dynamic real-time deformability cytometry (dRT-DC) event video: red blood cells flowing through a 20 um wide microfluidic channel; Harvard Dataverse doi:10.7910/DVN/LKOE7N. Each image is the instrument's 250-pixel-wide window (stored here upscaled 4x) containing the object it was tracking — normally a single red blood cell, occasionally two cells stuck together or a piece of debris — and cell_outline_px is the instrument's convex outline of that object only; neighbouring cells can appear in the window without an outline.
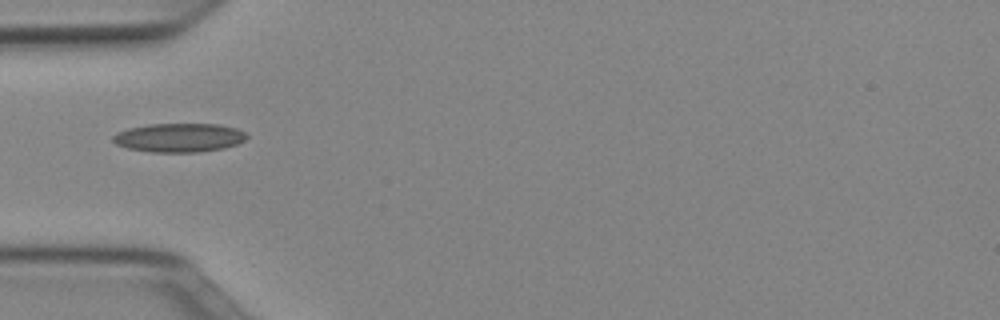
{"species": "Egyptian fruit bat (a non-hibernating species)", "species_latin": "Rousettus aegyptiacus", "temperature_condition": "cold", "stored_images_in_passage": 35, "camera_frame_rate_fps": 3000, "um_per_image_px": 0.085, "animal": {"sex": "female"}, "frame": {"image": 1, "passage_image": 1, "time_ms": 0.0, "image_size_px": [1000, 320], "cell_outline_px": [[248, 136], [244, 140], [236, 144], [224, 148], [200, 152], [152, 152], [128, 148], [116, 144], [112, 140], [112, 136], [116, 132], [128, 128], [148, 124], [220, 124], [236, 128], [244, 132]], "centroid_in_image_um": [15.21, 11.69], "position_along_channel_um": 69.8, "area_um2": 22.54}}
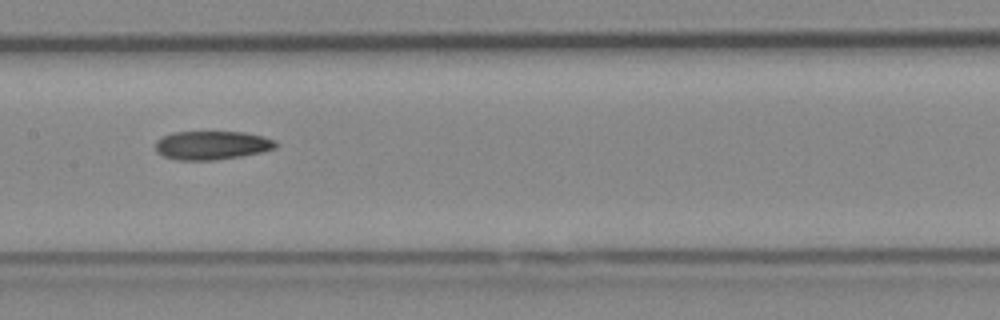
{"frame": {"image": 2, "passage_image": 10, "time_ms": 3.0, "image_size_px": [1000, 320], "cell_outline_px": [[276, 148], [260, 152], [240, 156], [216, 160], [176, 160], [164, 156], [156, 152], [156, 140], [172, 132], [244, 132], [264, 136], [276, 140]], "centroid_in_image_um": [18.01, 12.34], "position_along_channel_um": 189.4, "area_um2": 20.11}}
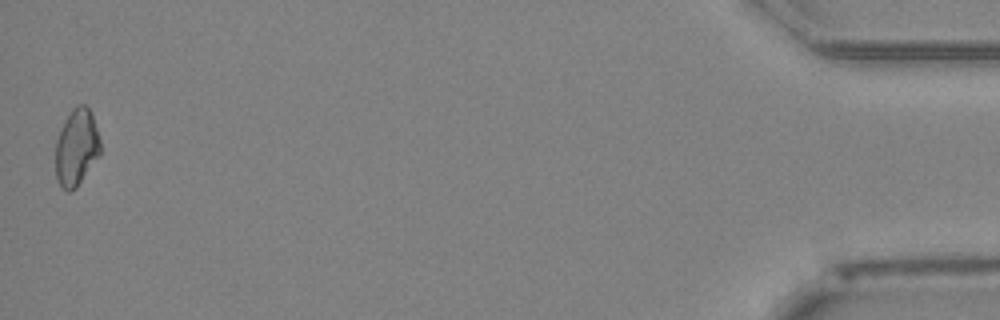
{"frame": {"image": 3, "passage_image": 35, "time_ms": 11.333, "image_size_px": [1000, 320], "cell_outline_px": [[100, 156], [76, 188], [72, 192], [68, 192], [60, 188], [56, 176], [56, 140], [64, 120], [72, 108], [76, 104], [84, 104], [92, 112], [100, 140]], "centroid_in_image_um": [6.5, 12.54], "position_along_channel_um": 428.7, "area_um2": 20.4}}